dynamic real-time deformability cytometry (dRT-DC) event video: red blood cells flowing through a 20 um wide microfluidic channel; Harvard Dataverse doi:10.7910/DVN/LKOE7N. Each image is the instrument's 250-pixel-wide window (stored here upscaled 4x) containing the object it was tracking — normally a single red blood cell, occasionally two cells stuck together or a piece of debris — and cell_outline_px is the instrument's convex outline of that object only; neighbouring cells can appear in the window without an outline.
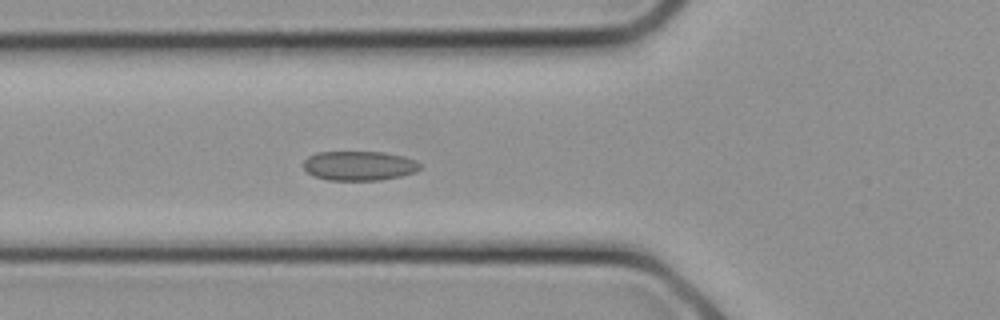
{"species": "common noctule bat (a hibernating species)", "species_latin": "Nyctalus noctula", "temperature_condition": "cold", "stored_images_in_passage": 2, "camera_frame_rate_fps": 3000, "um_per_image_px": 0.085, "animal": {"sex": "female", "body_mass_g": 21.9}, "frame": {"image": 1, "passage_image": 2, "time_ms": 0.333, "image_size_px": [1000, 320], "cell_outline_px": [[420, 168], [416, 172], [400, 176], [380, 180], [328, 180], [316, 176], [308, 172], [304, 168], [304, 160], [308, 156], [316, 152], [384, 152], [404, 156], [416, 160], [420, 164]], "centroid_in_image_um": [30.55, 14.08], "position_along_channel_um": 95.3, "area_um2": 20.0}}